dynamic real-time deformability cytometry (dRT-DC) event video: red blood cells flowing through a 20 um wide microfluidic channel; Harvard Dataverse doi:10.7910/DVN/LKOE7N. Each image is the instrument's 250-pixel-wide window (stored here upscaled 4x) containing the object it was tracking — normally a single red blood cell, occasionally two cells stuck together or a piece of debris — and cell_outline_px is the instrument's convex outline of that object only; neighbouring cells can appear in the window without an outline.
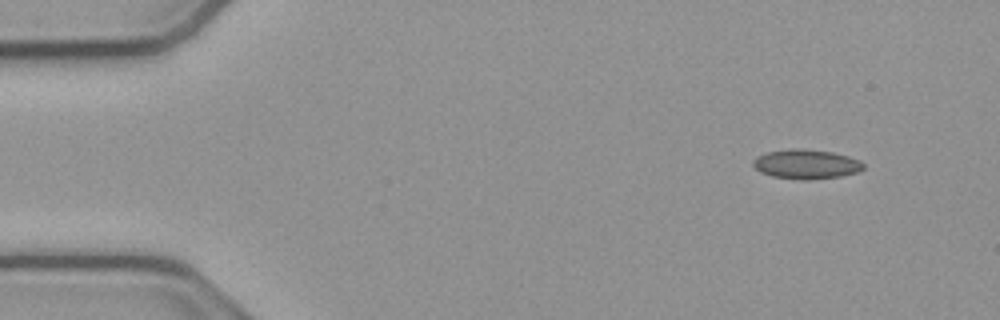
{"species": "common noctule bat (a hibernating species)", "species_latin": "Nyctalus noctula", "temperature_condition": "cold", "stored_images_in_passage": 17, "camera_frame_rate_fps": 3000, "um_per_image_px": 0.085, "animal": {"sex": "male", "body_mass_g": 23.1, "forearm_length_mm": 52.7}, "frame": {"image": 1, "passage_image": 1, "time_ms": 0.0, "image_size_px": [1000, 320], "cell_outline_px": [[864, 168], [856, 172], [840, 176], [804, 180], [772, 176], [760, 172], [752, 164], [752, 160], [756, 156], [768, 152], [792, 148], [796, 148], [832, 152], [848, 156], [860, 160], [864, 164]], "centroid_in_image_um": [68.5, 13.95], "position_along_channel_um": 16.5, "area_um2": 18.79}}